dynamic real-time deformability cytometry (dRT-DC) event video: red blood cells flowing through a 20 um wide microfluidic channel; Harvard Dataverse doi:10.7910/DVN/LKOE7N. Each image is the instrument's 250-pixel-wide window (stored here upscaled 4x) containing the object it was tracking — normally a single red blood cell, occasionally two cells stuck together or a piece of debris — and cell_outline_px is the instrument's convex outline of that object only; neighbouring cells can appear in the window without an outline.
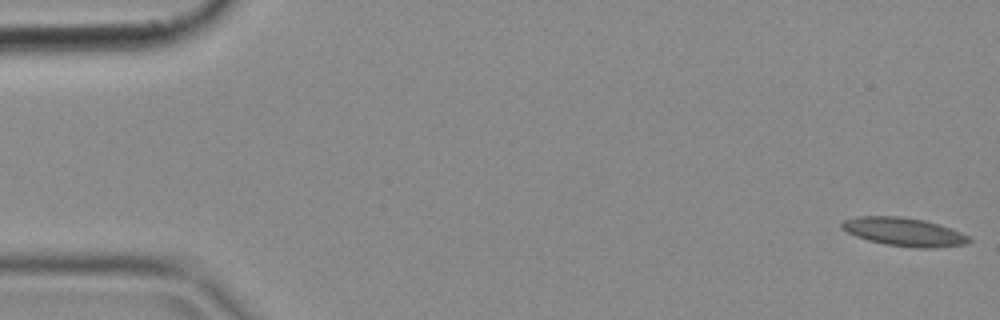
{"species": "common noctule bat (a hibernating species)", "species_latin": "Nyctalus noctula", "temperature_condition": "cold", "stored_images_in_passage": 53, "camera_frame_rate_fps": 3000, "um_per_image_px": 0.085, "animal": {"sex": "female", "body_mass_g": 18.4}, "frame": {"image": 1, "passage_image": 1, "time_ms": 0.0, "image_size_px": [1000, 320], "cell_outline_px": [[972, 240], [968, 244], [936, 248], [912, 248], [884, 244], [868, 240], [856, 236], [840, 228], [840, 224], [844, 220], [860, 216], [900, 216], [924, 220], [960, 232], [968, 236]], "centroid_in_image_um": [76.83, 19.72], "position_along_channel_um": 8.2, "area_um2": 21.04}}
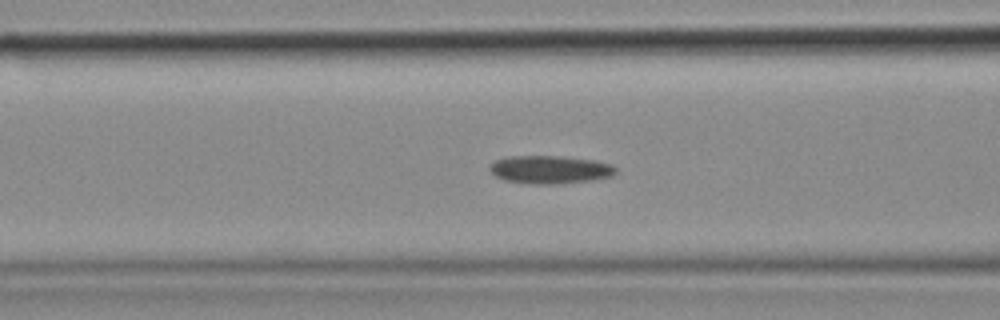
{"frame": {"image": 2, "passage_image": 20, "time_ms": 6.333, "image_size_px": [1000, 320], "cell_outline_px": [[616, 172], [612, 176], [592, 180], [556, 184], [528, 184], [504, 180], [496, 176], [488, 168], [496, 160], [508, 156], [560, 156], [596, 160], [612, 164], [616, 168]], "centroid_in_image_um": [46.77, 14.41], "position_along_channel_um": 119.8, "area_um2": 20.69}}
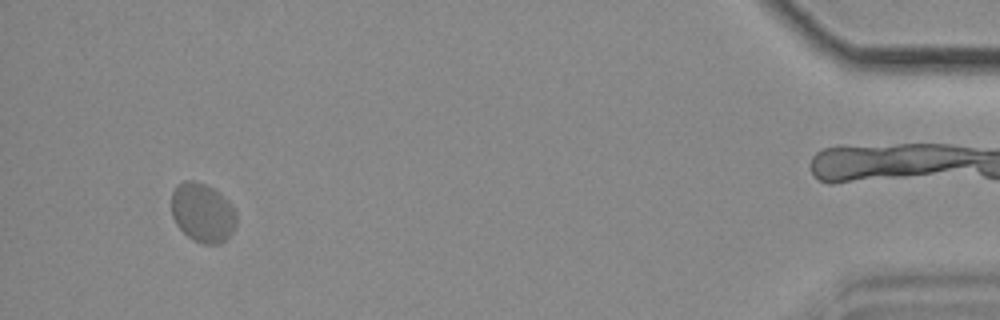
{"frame": {"image": 3, "passage_image": 49, "time_ms": 16.0, "image_size_px": [1000, 320], "cell_outline_px": [[236, 224], [232, 232], [220, 244], [204, 244], [192, 240], [176, 224], [172, 216], [172, 192], [176, 184], [184, 180], [192, 180], [204, 184], [212, 188], [228, 200], [236, 212]], "centroid_in_image_um": [17.21, 18.07], "position_along_channel_um": 418.0, "area_um2": 22.37}}